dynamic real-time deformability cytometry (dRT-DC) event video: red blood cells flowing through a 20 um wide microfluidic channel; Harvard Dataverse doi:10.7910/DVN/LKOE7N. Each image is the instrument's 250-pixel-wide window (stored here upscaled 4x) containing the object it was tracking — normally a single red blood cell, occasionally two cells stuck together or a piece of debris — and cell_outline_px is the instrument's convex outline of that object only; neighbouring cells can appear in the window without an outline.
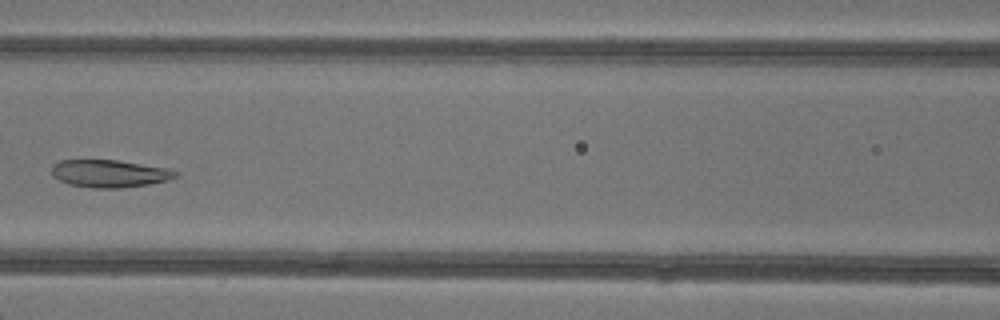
{"species": "common noctule bat (a hibernating species)", "species_latin": "Nyctalus noctula", "temperature_condition": "warm", "stored_images_in_passage": 5, "camera_frame_rate_fps": 3000, "um_per_image_px": 0.085, "animal": {"sex": "female"}, "frame": {"image": 1, "passage_image": 5, "time_ms": 5.667, "image_size_px": [1000, 320], "cell_outline_px": [[180, 172], [176, 176], [168, 180], [152, 184], [120, 188], [92, 188], [68, 184], [52, 176], [52, 164], [60, 160], [116, 160], [168, 168]], "centroid_in_image_um": [9.31, 14.75], "position_along_channel_um": 157.3, "area_um2": 20.0}}